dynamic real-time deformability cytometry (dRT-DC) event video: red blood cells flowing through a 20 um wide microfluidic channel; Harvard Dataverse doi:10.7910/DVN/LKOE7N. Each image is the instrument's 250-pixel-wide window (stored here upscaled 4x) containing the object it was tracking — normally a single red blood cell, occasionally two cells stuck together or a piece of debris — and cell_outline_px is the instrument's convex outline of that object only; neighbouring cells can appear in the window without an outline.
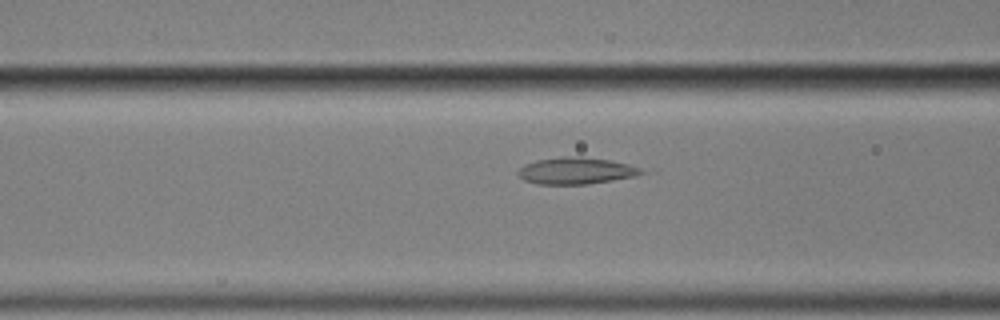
{"species": "common noctule bat (a hibernating species)", "species_latin": "Nyctalus noctula", "temperature_condition": "cold", "stored_images_in_passage": 59, "camera_frame_rate_fps": 3000, "um_per_image_px": 0.085, "animal": {"sex": "male", "body_mass_g": 17.9}, "frame": {"image": 1, "passage_image": 24, "time_ms": 7.667, "image_size_px": [1000, 320], "cell_outline_px": [[644, 172], [636, 176], [588, 184], [536, 184], [524, 180], [516, 172], [524, 164], [536, 160], [560, 156], [580, 156], [612, 160], [628, 164], [640, 168]], "centroid_in_image_um": [48.93, 14.5], "position_along_channel_um": 117.7, "area_um2": 19.31}}
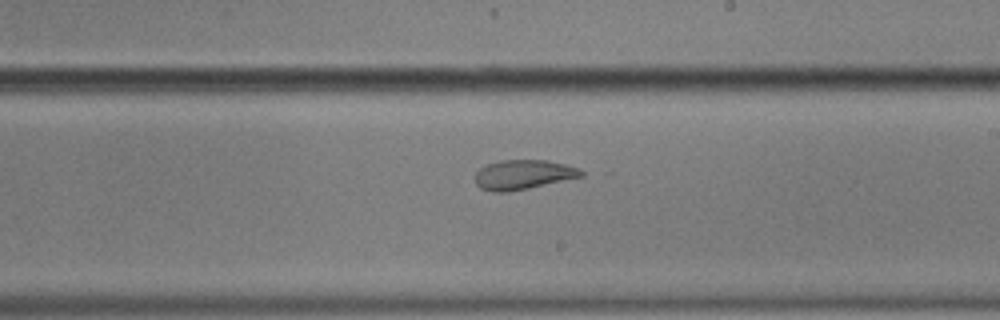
{"frame": {"image": 2, "passage_image": 35, "time_ms": 11.333, "image_size_px": [1000, 320], "cell_outline_px": [[584, 176], [528, 188], [508, 192], [492, 192], [480, 188], [476, 184], [476, 172], [480, 168], [488, 164], [500, 160], [548, 160], [580, 168], [584, 172]], "centroid_in_image_um": [44.48, 14.84], "position_along_channel_um": 244.5, "area_um2": 18.26}}
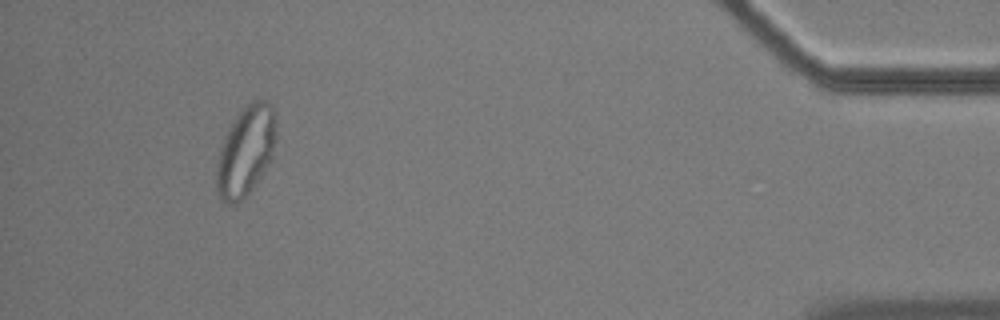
{"frame": {"image": 3, "passage_image": 55, "time_ms": 18.0, "image_size_px": [1000, 320], "cell_outline_px": [[276, 140], [272, 160], [256, 184], [244, 200], [236, 204], [228, 204], [220, 200], [216, 192], [216, 160], [220, 148], [228, 128], [236, 116], [252, 100], [268, 100], [272, 104], [276, 112]], "centroid_in_image_um": [20.9, 12.87], "position_along_channel_um": 414.3, "area_um2": 32.08}, "authors_computed_cell_mechanics": {"area_um2": 20.23, "velocity_mm_per_s": 3.4616, "shape_relaxation_time_tau1_ms": null, "shape_relaxation_time_tau2_ms": 2.3551, "deformation_change_tau1": null, "deformation_change_tau2": 0.0637}}